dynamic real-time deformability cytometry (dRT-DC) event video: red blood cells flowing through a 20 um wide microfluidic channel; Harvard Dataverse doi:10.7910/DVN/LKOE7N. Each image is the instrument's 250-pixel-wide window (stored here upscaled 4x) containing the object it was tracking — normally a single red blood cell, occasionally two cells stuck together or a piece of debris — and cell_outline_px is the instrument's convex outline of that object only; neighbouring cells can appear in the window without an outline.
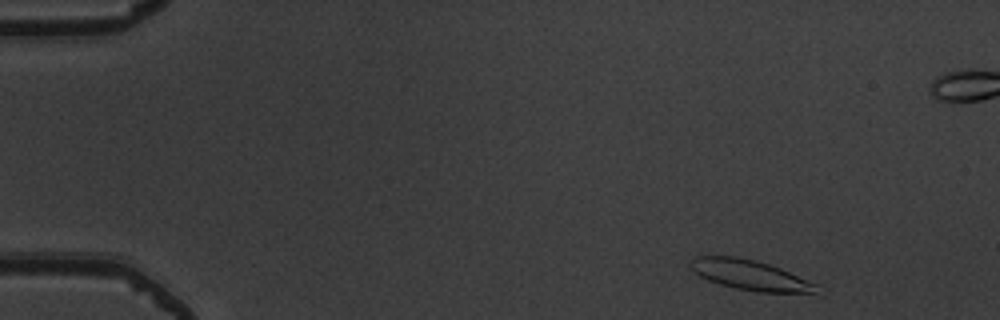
{"species": "common noctule bat (a hibernating species)", "species_latin": "Nyctalus noctula", "temperature_condition": "warm", "stored_images_in_passage": 12, "camera_frame_rate_fps": 3000, "um_per_image_px": 0.085, "animal": {"sex": "male", "body_mass_g": 19.5, "forearm_length_mm": 54.6}, "frame": {"image": 1, "passage_image": 3, "time_ms": 0.667, "image_size_px": [1000, 320], "cell_outline_px": [[824, 296], [820, 296], [756, 292], [736, 288], [720, 284], [708, 280], [700, 276], [688, 264], [688, 260], [692, 256], [736, 256], [756, 260], [780, 268], [816, 284]], "centroid_in_image_um": [63.88, 23.43], "position_along_channel_um": 21.1, "area_um2": 22.95}}